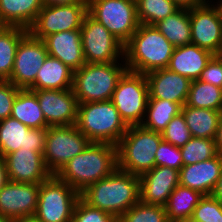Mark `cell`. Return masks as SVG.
I'll return each mask as SVG.
<instances>
[{
    "mask_svg": "<svg viewBox=\"0 0 222 222\" xmlns=\"http://www.w3.org/2000/svg\"><path fill=\"white\" fill-rule=\"evenodd\" d=\"M80 198L88 205L120 217L140 201V176L116 169L86 187Z\"/></svg>",
    "mask_w": 222,
    "mask_h": 222,
    "instance_id": "cell-1",
    "label": "cell"
},
{
    "mask_svg": "<svg viewBox=\"0 0 222 222\" xmlns=\"http://www.w3.org/2000/svg\"><path fill=\"white\" fill-rule=\"evenodd\" d=\"M117 168V146L91 142L83 152L69 160L56 176L81 193Z\"/></svg>",
    "mask_w": 222,
    "mask_h": 222,
    "instance_id": "cell-2",
    "label": "cell"
},
{
    "mask_svg": "<svg viewBox=\"0 0 222 222\" xmlns=\"http://www.w3.org/2000/svg\"><path fill=\"white\" fill-rule=\"evenodd\" d=\"M174 48L155 26L139 24L136 32L124 45L127 70L147 74L167 68Z\"/></svg>",
    "mask_w": 222,
    "mask_h": 222,
    "instance_id": "cell-3",
    "label": "cell"
},
{
    "mask_svg": "<svg viewBox=\"0 0 222 222\" xmlns=\"http://www.w3.org/2000/svg\"><path fill=\"white\" fill-rule=\"evenodd\" d=\"M76 126L90 142L115 146L129 127L111 100L79 103Z\"/></svg>",
    "mask_w": 222,
    "mask_h": 222,
    "instance_id": "cell-4",
    "label": "cell"
},
{
    "mask_svg": "<svg viewBox=\"0 0 222 222\" xmlns=\"http://www.w3.org/2000/svg\"><path fill=\"white\" fill-rule=\"evenodd\" d=\"M110 63H85L73 72L72 90L79 103L108 101L127 70L125 59Z\"/></svg>",
    "mask_w": 222,
    "mask_h": 222,
    "instance_id": "cell-5",
    "label": "cell"
},
{
    "mask_svg": "<svg viewBox=\"0 0 222 222\" xmlns=\"http://www.w3.org/2000/svg\"><path fill=\"white\" fill-rule=\"evenodd\" d=\"M162 134L141 125L129 126L117 144L118 169L141 176L155 167Z\"/></svg>",
    "mask_w": 222,
    "mask_h": 222,
    "instance_id": "cell-6",
    "label": "cell"
},
{
    "mask_svg": "<svg viewBox=\"0 0 222 222\" xmlns=\"http://www.w3.org/2000/svg\"><path fill=\"white\" fill-rule=\"evenodd\" d=\"M80 193L51 175L40 184L37 209L34 216L40 222H71Z\"/></svg>",
    "mask_w": 222,
    "mask_h": 222,
    "instance_id": "cell-7",
    "label": "cell"
},
{
    "mask_svg": "<svg viewBox=\"0 0 222 222\" xmlns=\"http://www.w3.org/2000/svg\"><path fill=\"white\" fill-rule=\"evenodd\" d=\"M88 14L124 45L139 26L136 0H87Z\"/></svg>",
    "mask_w": 222,
    "mask_h": 222,
    "instance_id": "cell-8",
    "label": "cell"
},
{
    "mask_svg": "<svg viewBox=\"0 0 222 222\" xmlns=\"http://www.w3.org/2000/svg\"><path fill=\"white\" fill-rule=\"evenodd\" d=\"M149 99L145 74L126 70L118 80L111 101L128 126L141 125Z\"/></svg>",
    "mask_w": 222,
    "mask_h": 222,
    "instance_id": "cell-9",
    "label": "cell"
},
{
    "mask_svg": "<svg viewBox=\"0 0 222 222\" xmlns=\"http://www.w3.org/2000/svg\"><path fill=\"white\" fill-rule=\"evenodd\" d=\"M90 143L76 125L48 127L43 152L46 168L52 175H56L69 160L83 152Z\"/></svg>",
    "mask_w": 222,
    "mask_h": 222,
    "instance_id": "cell-10",
    "label": "cell"
},
{
    "mask_svg": "<svg viewBox=\"0 0 222 222\" xmlns=\"http://www.w3.org/2000/svg\"><path fill=\"white\" fill-rule=\"evenodd\" d=\"M80 30L86 63H110L124 59V44L89 14L84 17Z\"/></svg>",
    "mask_w": 222,
    "mask_h": 222,
    "instance_id": "cell-11",
    "label": "cell"
},
{
    "mask_svg": "<svg viewBox=\"0 0 222 222\" xmlns=\"http://www.w3.org/2000/svg\"><path fill=\"white\" fill-rule=\"evenodd\" d=\"M88 4L43 6L28 32L37 39L54 33L81 29Z\"/></svg>",
    "mask_w": 222,
    "mask_h": 222,
    "instance_id": "cell-12",
    "label": "cell"
},
{
    "mask_svg": "<svg viewBox=\"0 0 222 222\" xmlns=\"http://www.w3.org/2000/svg\"><path fill=\"white\" fill-rule=\"evenodd\" d=\"M190 23L191 44L222 54V8L218 2L190 8Z\"/></svg>",
    "mask_w": 222,
    "mask_h": 222,
    "instance_id": "cell-13",
    "label": "cell"
},
{
    "mask_svg": "<svg viewBox=\"0 0 222 222\" xmlns=\"http://www.w3.org/2000/svg\"><path fill=\"white\" fill-rule=\"evenodd\" d=\"M48 55L43 40L34 38L28 32L17 46L13 70L8 81L19 89H29L35 83L38 70Z\"/></svg>",
    "mask_w": 222,
    "mask_h": 222,
    "instance_id": "cell-14",
    "label": "cell"
},
{
    "mask_svg": "<svg viewBox=\"0 0 222 222\" xmlns=\"http://www.w3.org/2000/svg\"><path fill=\"white\" fill-rule=\"evenodd\" d=\"M32 91L36 93L40 109L49 127L76 125L78 101L72 88Z\"/></svg>",
    "mask_w": 222,
    "mask_h": 222,
    "instance_id": "cell-15",
    "label": "cell"
},
{
    "mask_svg": "<svg viewBox=\"0 0 222 222\" xmlns=\"http://www.w3.org/2000/svg\"><path fill=\"white\" fill-rule=\"evenodd\" d=\"M48 128H29L17 119L8 117L0 121V155L6 156L21 149L43 154Z\"/></svg>",
    "mask_w": 222,
    "mask_h": 222,
    "instance_id": "cell-16",
    "label": "cell"
},
{
    "mask_svg": "<svg viewBox=\"0 0 222 222\" xmlns=\"http://www.w3.org/2000/svg\"><path fill=\"white\" fill-rule=\"evenodd\" d=\"M40 184L9 181L0 190V214L11 220L34 216Z\"/></svg>",
    "mask_w": 222,
    "mask_h": 222,
    "instance_id": "cell-17",
    "label": "cell"
},
{
    "mask_svg": "<svg viewBox=\"0 0 222 222\" xmlns=\"http://www.w3.org/2000/svg\"><path fill=\"white\" fill-rule=\"evenodd\" d=\"M4 158L9 181L41 184L52 175L46 168L43 154L40 152L20 148Z\"/></svg>",
    "mask_w": 222,
    "mask_h": 222,
    "instance_id": "cell-18",
    "label": "cell"
},
{
    "mask_svg": "<svg viewBox=\"0 0 222 222\" xmlns=\"http://www.w3.org/2000/svg\"><path fill=\"white\" fill-rule=\"evenodd\" d=\"M178 185V170L155 166L140 176V201L149 205L165 206Z\"/></svg>",
    "mask_w": 222,
    "mask_h": 222,
    "instance_id": "cell-19",
    "label": "cell"
},
{
    "mask_svg": "<svg viewBox=\"0 0 222 222\" xmlns=\"http://www.w3.org/2000/svg\"><path fill=\"white\" fill-rule=\"evenodd\" d=\"M149 98L165 99L180 104H186L191 80L167 68L157 69L145 74Z\"/></svg>",
    "mask_w": 222,
    "mask_h": 222,
    "instance_id": "cell-20",
    "label": "cell"
},
{
    "mask_svg": "<svg viewBox=\"0 0 222 222\" xmlns=\"http://www.w3.org/2000/svg\"><path fill=\"white\" fill-rule=\"evenodd\" d=\"M222 171V156L183 166L179 171V184L198 191L204 196L211 195Z\"/></svg>",
    "mask_w": 222,
    "mask_h": 222,
    "instance_id": "cell-21",
    "label": "cell"
},
{
    "mask_svg": "<svg viewBox=\"0 0 222 222\" xmlns=\"http://www.w3.org/2000/svg\"><path fill=\"white\" fill-rule=\"evenodd\" d=\"M49 56L62 61L73 71L86 62L81 43V30H68L54 33L43 39Z\"/></svg>",
    "mask_w": 222,
    "mask_h": 222,
    "instance_id": "cell-22",
    "label": "cell"
},
{
    "mask_svg": "<svg viewBox=\"0 0 222 222\" xmlns=\"http://www.w3.org/2000/svg\"><path fill=\"white\" fill-rule=\"evenodd\" d=\"M214 56L208 50L194 44L175 47L167 69L174 71L191 81L198 80L202 70Z\"/></svg>",
    "mask_w": 222,
    "mask_h": 222,
    "instance_id": "cell-23",
    "label": "cell"
},
{
    "mask_svg": "<svg viewBox=\"0 0 222 222\" xmlns=\"http://www.w3.org/2000/svg\"><path fill=\"white\" fill-rule=\"evenodd\" d=\"M73 70L57 58L47 56L38 70L35 83L30 90H64L73 85Z\"/></svg>",
    "mask_w": 222,
    "mask_h": 222,
    "instance_id": "cell-24",
    "label": "cell"
},
{
    "mask_svg": "<svg viewBox=\"0 0 222 222\" xmlns=\"http://www.w3.org/2000/svg\"><path fill=\"white\" fill-rule=\"evenodd\" d=\"M42 7V0H0V22L28 30Z\"/></svg>",
    "mask_w": 222,
    "mask_h": 222,
    "instance_id": "cell-25",
    "label": "cell"
},
{
    "mask_svg": "<svg viewBox=\"0 0 222 222\" xmlns=\"http://www.w3.org/2000/svg\"><path fill=\"white\" fill-rule=\"evenodd\" d=\"M29 128H48L36 93L30 89H20L12 106L11 116Z\"/></svg>",
    "mask_w": 222,
    "mask_h": 222,
    "instance_id": "cell-26",
    "label": "cell"
},
{
    "mask_svg": "<svg viewBox=\"0 0 222 222\" xmlns=\"http://www.w3.org/2000/svg\"><path fill=\"white\" fill-rule=\"evenodd\" d=\"M204 197L198 191L178 185L170 194L165 207L169 222L188 221L200 200Z\"/></svg>",
    "mask_w": 222,
    "mask_h": 222,
    "instance_id": "cell-27",
    "label": "cell"
},
{
    "mask_svg": "<svg viewBox=\"0 0 222 222\" xmlns=\"http://www.w3.org/2000/svg\"><path fill=\"white\" fill-rule=\"evenodd\" d=\"M181 112L192 137L215 138L222 111L184 105Z\"/></svg>",
    "mask_w": 222,
    "mask_h": 222,
    "instance_id": "cell-28",
    "label": "cell"
},
{
    "mask_svg": "<svg viewBox=\"0 0 222 222\" xmlns=\"http://www.w3.org/2000/svg\"><path fill=\"white\" fill-rule=\"evenodd\" d=\"M154 26L174 47L191 44L190 9L179 8Z\"/></svg>",
    "mask_w": 222,
    "mask_h": 222,
    "instance_id": "cell-29",
    "label": "cell"
},
{
    "mask_svg": "<svg viewBox=\"0 0 222 222\" xmlns=\"http://www.w3.org/2000/svg\"><path fill=\"white\" fill-rule=\"evenodd\" d=\"M181 109L182 106L178 103L165 99L149 98L141 126L161 133L173 117L181 113Z\"/></svg>",
    "mask_w": 222,
    "mask_h": 222,
    "instance_id": "cell-30",
    "label": "cell"
},
{
    "mask_svg": "<svg viewBox=\"0 0 222 222\" xmlns=\"http://www.w3.org/2000/svg\"><path fill=\"white\" fill-rule=\"evenodd\" d=\"M27 33V29L18 26L0 28V80L10 78L17 46Z\"/></svg>",
    "mask_w": 222,
    "mask_h": 222,
    "instance_id": "cell-31",
    "label": "cell"
},
{
    "mask_svg": "<svg viewBox=\"0 0 222 222\" xmlns=\"http://www.w3.org/2000/svg\"><path fill=\"white\" fill-rule=\"evenodd\" d=\"M185 105L193 108L222 111V88L211 83L193 80Z\"/></svg>",
    "mask_w": 222,
    "mask_h": 222,
    "instance_id": "cell-32",
    "label": "cell"
},
{
    "mask_svg": "<svg viewBox=\"0 0 222 222\" xmlns=\"http://www.w3.org/2000/svg\"><path fill=\"white\" fill-rule=\"evenodd\" d=\"M179 8L172 0H136L139 24L154 26Z\"/></svg>",
    "mask_w": 222,
    "mask_h": 222,
    "instance_id": "cell-33",
    "label": "cell"
},
{
    "mask_svg": "<svg viewBox=\"0 0 222 222\" xmlns=\"http://www.w3.org/2000/svg\"><path fill=\"white\" fill-rule=\"evenodd\" d=\"M183 166L209 160L218 155L214 139L192 137L180 148Z\"/></svg>",
    "mask_w": 222,
    "mask_h": 222,
    "instance_id": "cell-34",
    "label": "cell"
},
{
    "mask_svg": "<svg viewBox=\"0 0 222 222\" xmlns=\"http://www.w3.org/2000/svg\"><path fill=\"white\" fill-rule=\"evenodd\" d=\"M123 222H169L164 206L149 205L141 201L120 216Z\"/></svg>",
    "mask_w": 222,
    "mask_h": 222,
    "instance_id": "cell-35",
    "label": "cell"
},
{
    "mask_svg": "<svg viewBox=\"0 0 222 222\" xmlns=\"http://www.w3.org/2000/svg\"><path fill=\"white\" fill-rule=\"evenodd\" d=\"M161 134L163 141L179 148L186 145L192 138L182 112L173 117Z\"/></svg>",
    "mask_w": 222,
    "mask_h": 222,
    "instance_id": "cell-36",
    "label": "cell"
},
{
    "mask_svg": "<svg viewBox=\"0 0 222 222\" xmlns=\"http://www.w3.org/2000/svg\"><path fill=\"white\" fill-rule=\"evenodd\" d=\"M189 220L222 222V204L212 195L204 196Z\"/></svg>",
    "mask_w": 222,
    "mask_h": 222,
    "instance_id": "cell-37",
    "label": "cell"
},
{
    "mask_svg": "<svg viewBox=\"0 0 222 222\" xmlns=\"http://www.w3.org/2000/svg\"><path fill=\"white\" fill-rule=\"evenodd\" d=\"M114 218L113 215L92 207L79 198L71 222H112Z\"/></svg>",
    "mask_w": 222,
    "mask_h": 222,
    "instance_id": "cell-38",
    "label": "cell"
},
{
    "mask_svg": "<svg viewBox=\"0 0 222 222\" xmlns=\"http://www.w3.org/2000/svg\"><path fill=\"white\" fill-rule=\"evenodd\" d=\"M155 166H164L180 171L183 167L180 148L171 143L162 141L156 151Z\"/></svg>",
    "mask_w": 222,
    "mask_h": 222,
    "instance_id": "cell-39",
    "label": "cell"
},
{
    "mask_svg": "<svg viewBox=\"0 0 222 222\" xmlns=\"http://www.w3.org/2000/svg\"><path fill=\"white\" fill-rule=\"evenodd\" d=\"M19 90L10 81L0 80V121L11 116L12 106Z\"/></svg>",
    "mask_w": 222,
    "mask_h": 222,
    "instance_id": "cell-40",
    "label": "cell"
},
{
    "mask_svg": "<svg viewBox=\"0 0 222 222\" xmlns=\"http://www.w3.org/2000/svg\"><path fill=\"white\" fill-rule=\"evenodd\" d=\"M198 80L222 88V54L214 55L210 59Z\"/></svg>",
    "mask_w": 222,
    "mask_h": 222,
    "instance_id": "cell-41",
    "label": "cell"
},
{
    "mask_svg": "<svg viewBox=\"0 0 222 222\" xmlns=\"http://www.w3.org/2000/svg\"><path fill=\"white\" fill-rule=\"evenodd\" d=\"M175 4H177L180 8H195L199 6H204L209 2V0H172Z\"/></svg>",
    "mask_w": 222,
    "mask_h": 222,
    "instance_id": "cell-42",
    "label": "cell"
},
{
    "mask_svg": "<svg viewBox=\"0 0 222 222\" xmlns=\"http://www.w3.org/2000/svg\"><path fill=\"white\" fill-rule=\"evenodd\" d=\"M43 6L88 4L87 0H42Z\"/></svg>",
    "mask_w": 222,
    "mask_h": 222,
    "instance_id": "cell-43",
    "label": "cell"
},
{
    "mask_svg": "<svg viewBox=\"0 0 222 222\" xmlns=\"http://www.w3.org/2000/svg\"><path fill=\"white\" fill-rule=\"evenodd\" d=\"M9 182L4 156L0 155V190Z\"/></svg>",
    "mask_w": 222,
    "mask_h": 222,
    "instance_id": "cell-44",
    "label": "cell"
},
{
    "mask_svg": "<svg viewBox=\"0 0 222 222\" xmlns=\"http://www.w3.org/2000/svg\"><path fill=\"white\" fill-rule=\"evenodd\" d=\"M214 140H215L217 152L219 155L222 156V114L220 117L218 129H217Z\"/></svg>",
    "mask_w": 222,
    "mask_h": 222,
    "instance_id": "cell-45",
    "label": "cell"
},
{
    "mask_svg": "<svg viewBox=\"0 0 222 222\" xmlns=\"http://www.w3.org/2000/svg\"><path fill=\"white\" fill-rule=\"evenodd\" d=\"M211 195L222 204V171Z\"/></svg>",
    "mask_w": 222,
    "mask_h": 222,
    "instance_id": "cell-46",
    "label": "cell"
},
{
    "mask_svg": "<svg viewBox=\"0 0 222 222\" xmlns=\"http://www.w3.org/2000/svg\"><path fill=\"white\" fill-rule=\"evenodd\" d=\"M14 222H40L35 216H27L14 220Z\"/></svg>",
    "mask_w": 222,
    "mask_h": 222,
    "instance_id": "cell-47",
    "label": "cell"
},
{
    "mask_svg": "<svg viewBox=\"0 0 222 222\" xmlns=\"http://www.w3.org/2000/svg\"><path fill=\"white\" fill-rule=\"evenodd\" d=\"M0 222H14V220H11L10 218H7L6 216H2L0 214Z\"/></svg>",
    "mask_w": 222,
    "mask_h": 222,
    "instance_id": "cell-48",
    "label": "cell"
},
{
    "mask_svg": "<svg viewBox=\"0 0 222 222\" xmlns=\"http://www.w3.org/2000/svg\"><path fill=\"white\" fill-rule=\"evenodd\" d=\"M112 222H123L120 217H115Z\"/></svg>",
    "mask_w": 222,
    "mask_h": 222,
    "instance_id": "cell-49",
    "label": "cell"
},
{
    "mask_svg": "<svg viewBox=\"0 0 222 222\" xmlns=\"http://www.w3.org/2000/svg\"><path fill=\"white\" fill-rule=\"evenodd\" d=\"M186 222H204V221H199V220H188Z\"/></svg>",
    "mask_w": 222,
    "mask_h": 222,
    "instance_id": "cell-50",
    "label": "cell"
},
{
    "mask_svg": "<svg viewBox=\"0 0 222 222\" xmlns=\"http://www.w3.org/2000/svg\"><path fill=\"white\" fill-rule=\"evenodd\" d=\"M218 3L221 5V8H222V0H219Z\"/></svg>",
    "mask_w": 222,
    "mask_h": 222,
    "instance_id": "cell-51",
    "label": "cell"
}]
</instances>
